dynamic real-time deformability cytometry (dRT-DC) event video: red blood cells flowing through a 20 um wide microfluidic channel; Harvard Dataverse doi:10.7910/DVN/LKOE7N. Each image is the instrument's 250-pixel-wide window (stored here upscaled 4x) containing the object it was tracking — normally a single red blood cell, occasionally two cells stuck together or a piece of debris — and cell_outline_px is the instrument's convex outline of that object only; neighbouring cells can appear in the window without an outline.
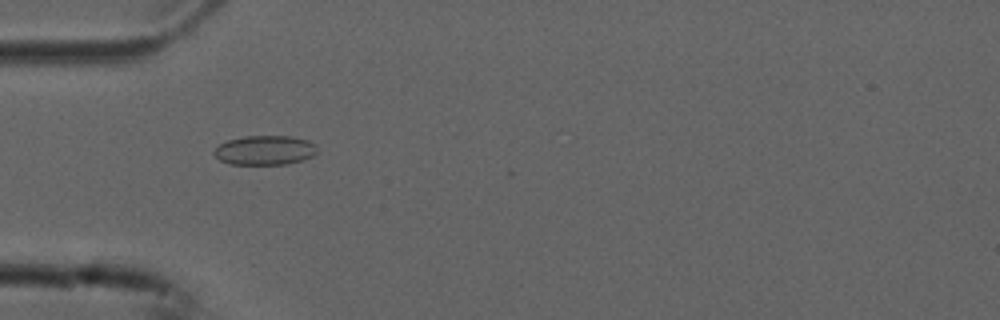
{"species": "common noctule bat (a hibernating species)", "species_latin": "Nyctalus noctula", "temperature_condition": "cold", "stored_images_in_passage": 32, "camera_frame_rate_fps": 3000, "um_per_image_px": 0.085, "animal": {"sex": "male", "forearm_length_mm": 52.5}, "frame": {"image": 1, "passage_image": 17, "time_ms": 5.333, "image_size_px": [1000, 320], "cell_outline_px": [[316, 152], [312, 156], [288, 164], [228, 164], [220, 160], [212, 152], [220, 144], [228, 140], [244, 136], [292, 136], [308, 140], [316, 144]], "centroid_in_image_um": [22.51, 12.76], "position_along_channel_um": 62.5, "area_um2": 17.63}}
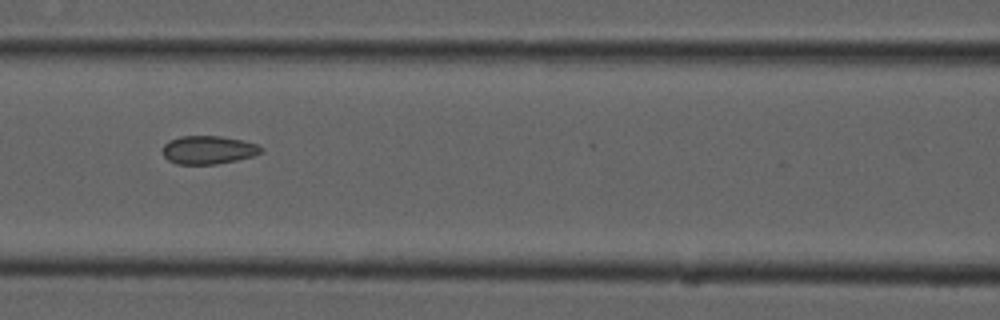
{"frame": {"image": 2, "passage_image": 24, "time_ms": 7.667, "image_size_px": [1000, 320], "cell_outline_px": [[264, 152], [252, 156], [236, 160], [216, 164], [176, 164], [168, 160], [164, 156], [164, 144], [168, 140], [180, 136], [220, 136], [240, 140], [256, 144], [264, 148]], "centroid_in_image_um": [17.71, 12.74], "position_along_channel_um": 148.9, "area_um2": 16.18}}
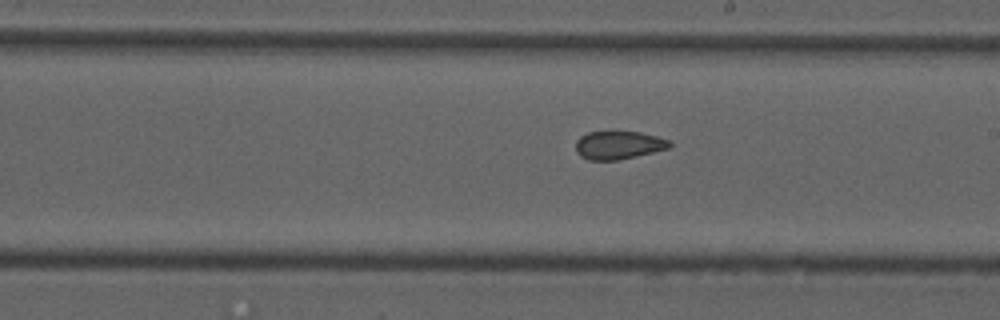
{"frame": {"image": 3, "passage_image": 31, "time_ms": 10.0, "image_size_px": [1000, 320], "cell_outline_px": [[672, 144], [668, 148], [636, 156], [616, 160], [588, 160], [580, 156], [576, 152], [576, 140], [580, 136], [588, 132], [640, 132], [672, 140]], "centroid_in_image_um": [52.57, 12.33], "position_along_channel_um": 236.4, "area_um2": 15.37}}